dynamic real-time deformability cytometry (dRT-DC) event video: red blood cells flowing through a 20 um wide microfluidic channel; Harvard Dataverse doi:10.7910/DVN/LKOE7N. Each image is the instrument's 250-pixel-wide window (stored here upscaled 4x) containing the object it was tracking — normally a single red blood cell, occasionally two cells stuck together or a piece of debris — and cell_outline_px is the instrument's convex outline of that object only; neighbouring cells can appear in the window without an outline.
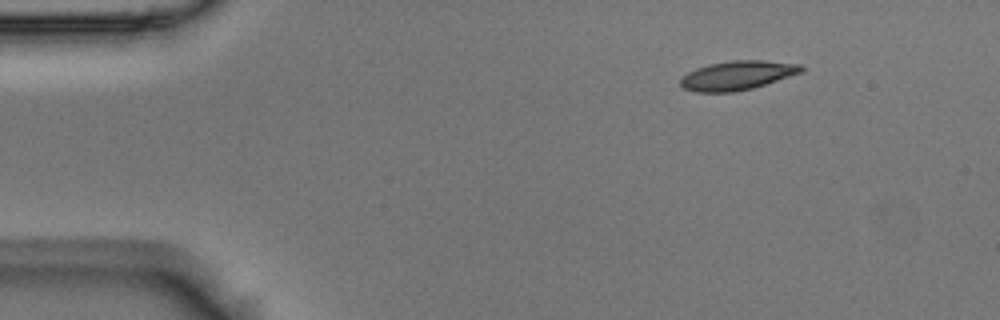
{"species": "Egyptian fruit bat (a non-hibernating species)", "species_latin": "Rousettus aegyptiacus", "temperature_condition": "room temperature", "stored_images_in_passage": 6, "segment_of_instrument_passage": [2, 2], "camera_frame_rate_fps": 3000, "um_per_image_px": 0.085, "animal": {"sex": "male"}, "frame": {"image": 1, "passage_image": 6, "time_ms": 1.667, "image_size_px": [1000, 320], "cell_outline_px": [[804, 72], [752, 88], [732, 92], [696, 92], [684, 88], [680, 84], [680, 80], [688, 72], [696, 68], [708, 64], [732, 60], [764, 60], [800, 64], [804, 68]], "centroid_in_image_um": [62.69, 6.4], "position_along_channel_um": 22.3, "area_um2": 20.46}}